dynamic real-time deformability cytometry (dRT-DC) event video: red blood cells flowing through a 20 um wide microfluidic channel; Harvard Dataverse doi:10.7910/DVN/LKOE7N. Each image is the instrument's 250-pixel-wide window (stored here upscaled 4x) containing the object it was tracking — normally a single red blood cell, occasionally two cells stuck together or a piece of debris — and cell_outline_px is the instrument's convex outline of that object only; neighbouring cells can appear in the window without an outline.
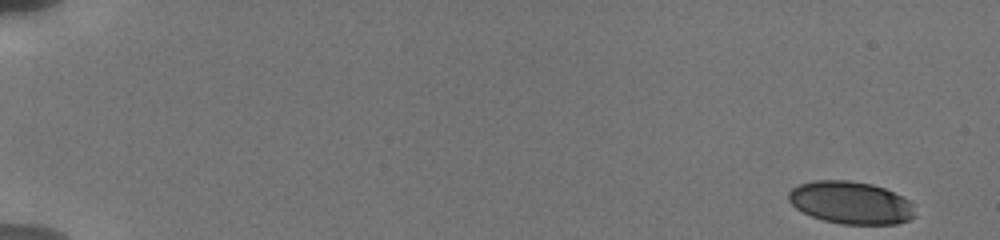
{"species": "human", "species_latin": "Homo sapiens", "temperature_condition": "cold", "stored_images_in_passage": 51, "camera_frame_rate_fps": 3000, "um_per_image_px": 0.085, "donor": {"sex": "male"}, "frame": {"image": 1, "passage_image": 1, "time_ms": 0.0, "image_size_px": [1000, 240], "cell_outline_px": [[916, 216], [908, 220], [896, 224], [840, 224], [824, 220], [812, 216], [796, 208], [788, 200], [788, 192], [792, 188], [800, 184], [816, 180], [848, 180], [872, 184], [884, 188], [904, 196], [912, 204]], "centroid_in_image_um": [72.33, 17.22], "position_along_channel_um": 12.7, "area_um2": 31.39}}
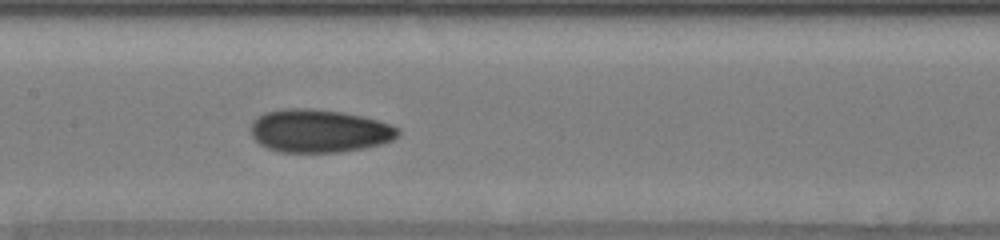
{"frame": {"image": 2, "passage_image": 25, "time_ms": 9.0, "image_size_px": [1000, 240], "cell_outline_px": [[400, 136], [384, 144], [364, 148], [340, 152], [280, 152], [268, 148], [260, 144], [252, 136], [252, 120], [264, 112], [284, 108], [308, 108], [344, 112], [364, 116], [400, 128]], "centroid_in_image_um": [27.15, 11.12], "position_along_channel_um": 180.2, "area_um2": 37.22}}
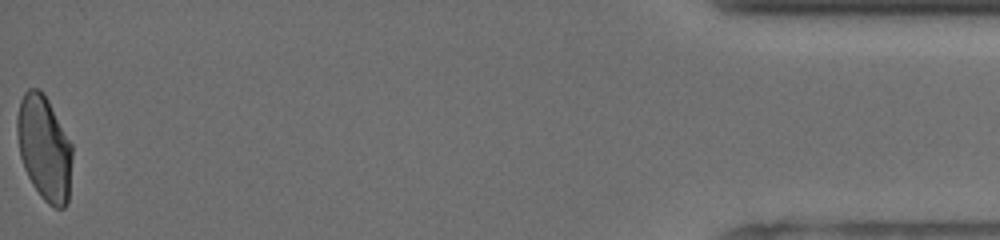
{"frame": {"image": 3, "passage_image": 51, "time_ms": 17.667, "image_size_px": [1000, 240], "cell_outline_px": [[72, 156], [68, 204], [64, 208], [56, 208], [48, 204], [40, 196], [32, 184], [24, 168], [20, 156], [16, 132], [16, 116], [20, 100], [24, 92], [28, 88], [36, 88], [44, 92], [72, 144]], "centroid_in_image_um": [3.75, 12.57], "position_along_channel_um": 431.4, "area_um2": 33.99}, "authors_computed_cell_mechanics": {"area_um2": 35.0268, "velocity_mm_per_s": 3.8244, "shape_relaxation_time_tau1_ms": null, "shape_relaxation_time_tau2_ms": 1.9825, "deformation_change_tau1": null, "deformation_change_tau2": 0.0688}}